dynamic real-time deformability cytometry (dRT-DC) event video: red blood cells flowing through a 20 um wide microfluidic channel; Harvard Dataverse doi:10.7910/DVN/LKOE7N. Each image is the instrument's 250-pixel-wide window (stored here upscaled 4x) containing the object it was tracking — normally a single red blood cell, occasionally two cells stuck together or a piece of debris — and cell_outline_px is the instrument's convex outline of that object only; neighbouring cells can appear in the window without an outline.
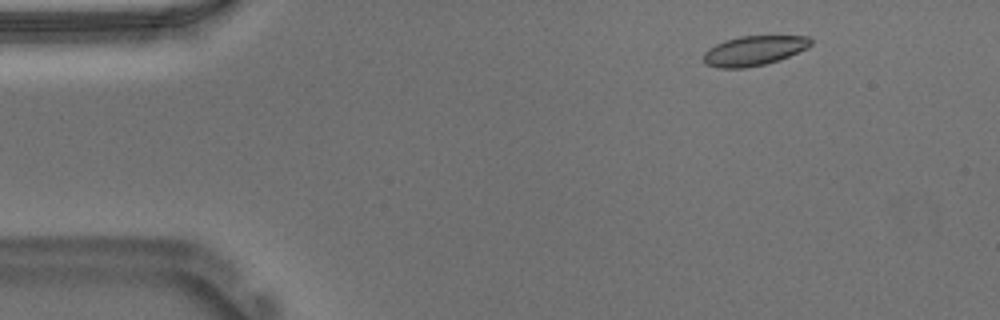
{"species": "Egyptian fruit bat (a non-hibernating species)", "species_latin": "Rousettus aegyptiacus", "temperature_condition": "warm", "stored_images_in_passage": 49, "camera_frame_rate_fps": 3000, "um_per_image_px": 0.085, "animal": {"sex": "male"}, "frame": {"image": 1, "passage_image": 2, "time_ms": 0.333, "image_size_px": [1000, 320], "cell_outline_px": [[812, 44], [808, 48], [780, 60], [764, 64], [744, 68], [716, 68], [704, 64], [704, 52], [708, 48], [724, 40], [740, 36], [808, 36], [812, 40]], "centroid_in_image_um": [64.08, 4.31], "position_along_channel_um": 20.9, "area_um2": 18.73}}
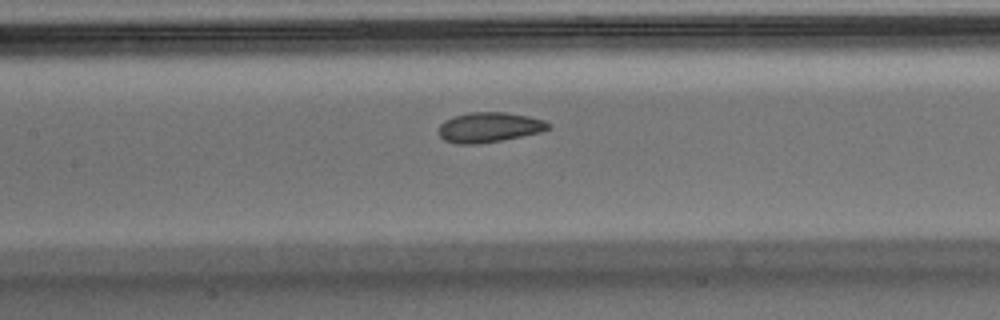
{"frame": {"image": 2, "passage_image": 20, "time_ms": 6.333, "image_size_px": [1000, 320], "cell_outline_px": [[552, 124], [548, 128], [540, 132], [480, 144], [456, 144], [444, 140], [440, 136], [440, 124], [444, 120], [468, 112], [504, 112], [528, 116], [544, 120]], "centroid_in_image_um": [41.57, 10.82], "position_along_channel_um": 165.8, "area_um2": 19.02}}
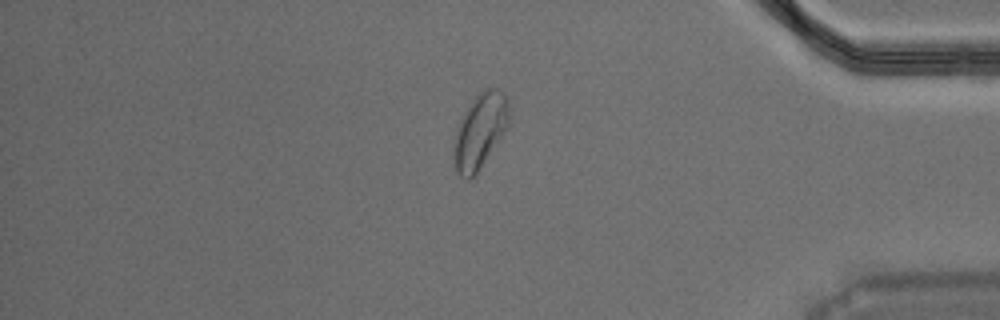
{"frame": {"image": 3, "passage_image": 41, "time_ms": 13.333, "image_size_px": [1000, 320], "cell_outline_px": [[508, 124], [504, 132], [476, 176], [468, 180], [464, 180], [456, 172], [452, 148], [456, 128], [468, 104], [484, 88], [496, 88], [504, 92], [508, 96]], "centroid_in_image_um": [40.77, 11.16], "position_along_channel_um": 394.4, "area_um2": 24.45}, "authors_computed_cell_mechanics": {"area_um2": 19.5942, "velocity_mm_per_s": 3.6949, "shape_relaxation_time_tau1_ms": 3.9934, "shape_relaxation_time_tau2_ms": 1.3406, "deformation_change_tau1": 0.1265, "deformation_change_tau2": 0.0678}}